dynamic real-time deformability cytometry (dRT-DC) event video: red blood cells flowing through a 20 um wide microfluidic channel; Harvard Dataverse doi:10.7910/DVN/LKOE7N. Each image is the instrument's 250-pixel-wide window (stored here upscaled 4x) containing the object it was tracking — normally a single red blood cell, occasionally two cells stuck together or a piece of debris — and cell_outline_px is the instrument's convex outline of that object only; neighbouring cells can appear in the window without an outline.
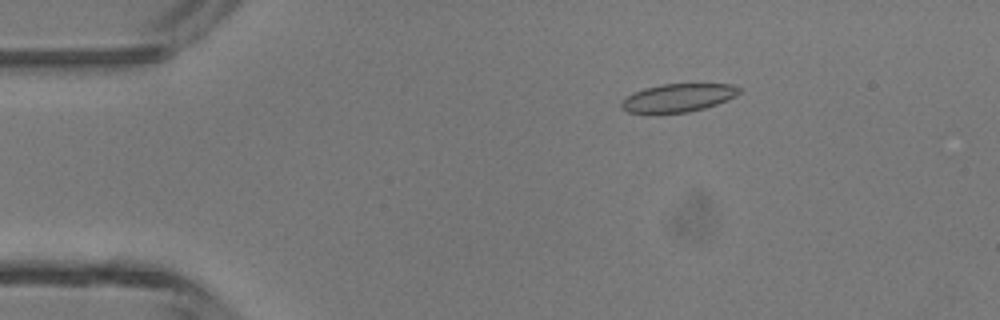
{"species": "common noctule bat (a hibernating species)", "species_latin": "Nyctalus noctula", "temperature_condition": "room temperature", "stored_images_in_passage": 42, "camera_frame_rate_fps": 3000, "um_per_image_px": 0.085, "animal": {"sex": "male", "body_mass_g": 13.3}, "frame": {"image": 1, "passage_image": 3, "time_ms": 0.667, "image_size_px": [1000, 320], "cell_outline_px": [[740, 92], [736, 96], [728, 100], [704, 108], [688, 112], [628, 112], [620, 108], [620, 104], [632, 92], [644, 88], [660, 84], [732, 84], [740, 88]], "centroid_in_image_um": [57.65, 8.29], "position_along_channel_um": 27.3, "area_um2": 19.13}}
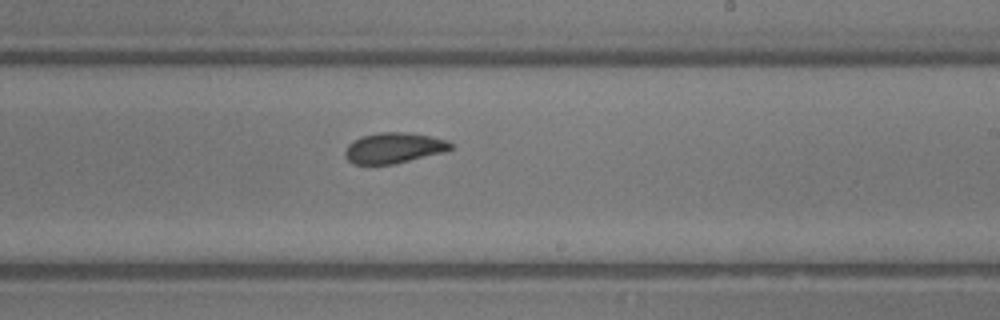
{"frame": {"image": 2, "passage_image": 23, "time_ms": 7.333, "image_size_px": [1000, 320], "cell_outline_px": [[452, 148], [444, 152], [392, 164], [352, 164], [344, 156], [344, 152], [348, 144], [360, 136], [380, 132], [408, 132], [432, 136], [448, 140], [452, 144]], "centroid_in_image_um": [33.46, 12.56], "position_along_channel_um": 255.5, "area_um2": 18.9}}
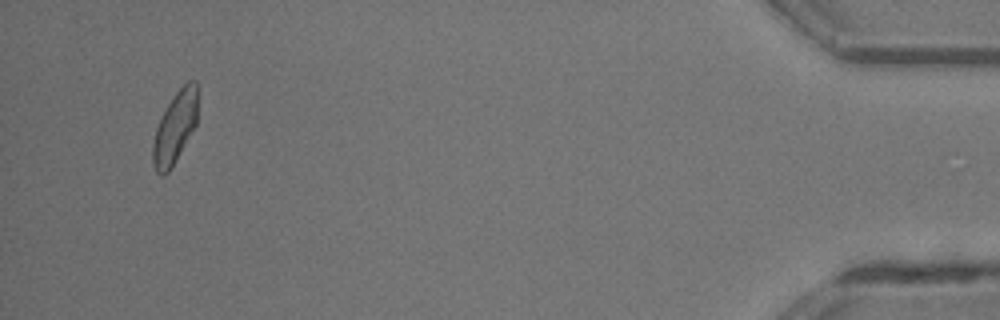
{"frame": {"image": 3, "passage_image": 40, "time_ms": 13.0, "image_size_px": [1000, 320], "cell_outline_px": [[196, 124], [176, 160], [168, 172], [164, 176], [160, 176], [156, 172], [152, 164], [152, 144], [156, 128], [168, 104], [176, 92], [188, 80], [196, 80]], "centroid_in_image_um": [14.84, 10.89], "position_along_channel_um": 420.4, "area_um2": 18.38}, "authors_computed_cell_mechanics": {"area_um2": 19.1896, "velocity_mm_per_s": 4.353, "shape_relaxation_time_tau1_ms": 8.7243, "shape_relaxation_time_tau2_ms": 1.8838, "deformation_change_tau1": 0.1631, "deformation_change_tau2": 0.0615}}